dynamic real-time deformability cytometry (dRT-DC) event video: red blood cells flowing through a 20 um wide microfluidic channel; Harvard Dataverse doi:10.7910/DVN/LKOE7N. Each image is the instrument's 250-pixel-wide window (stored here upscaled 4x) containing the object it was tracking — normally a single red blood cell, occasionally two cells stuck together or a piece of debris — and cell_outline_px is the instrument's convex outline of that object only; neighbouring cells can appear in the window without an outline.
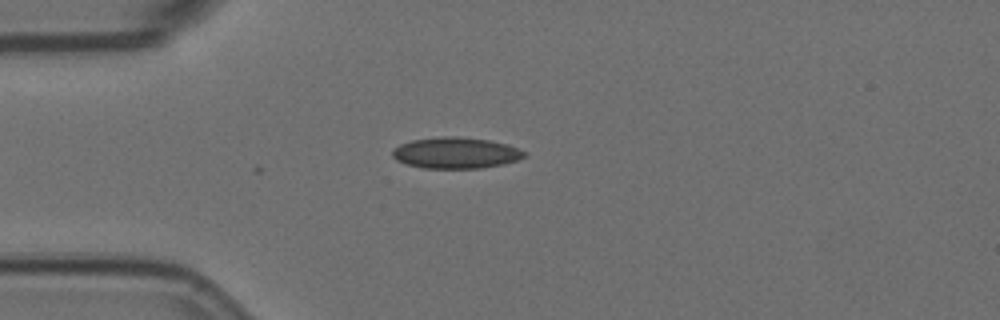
{"species": "Egyptian fruit bat (a non-hibernating species)", "species_latin": "Rousettus aegyptiacus", "temperature_condition": "room temperature", "stored_images_in_passage": 9, "camera_frame_rate_fps": 3000, "um_per_image_px": 0.085, "animal": {"sex": "female"}, "frame": {"image": 1, "passage_image": 3, "time_ms": 0.667, "image_size_px": [1000, 320], "cell_outline_px": [[524, 156], [516, 160], [504, 164], [480, 168], [424, 168], [408, 164], [396, 160], [392, 156], [392, 152], [400, 144], [412, 140], [440, 136], [456, 136], [488, 140], [508, 144], [524, 152]], "centroid_in_image_um": [38.72, 12.99], "position_along_channel_um": 46.3, "area_um2": 23.7}}
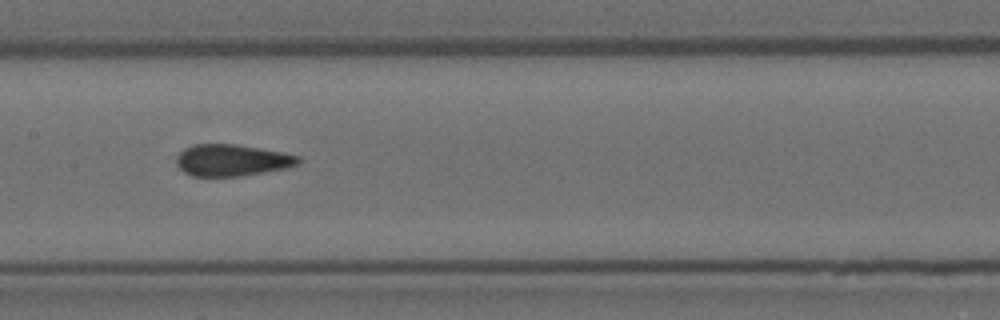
{"frame": {"image": 2, "passage_image": 7, "time_ms": 2.0, "image_size_px": [1000, 320], "cell_outline_px": [[300, 164], [288, 168], [240, 176], [192, 176], [184, 172], [180, 168], [176, 160], [176, 156], [184, 148], [192, 144], [236, 144], [284, 152], [300, 156]], "centroid_in_image_um": [19.74, 13.61], "position_along_channel_um": 187.7, "area_um2": 22.66}}
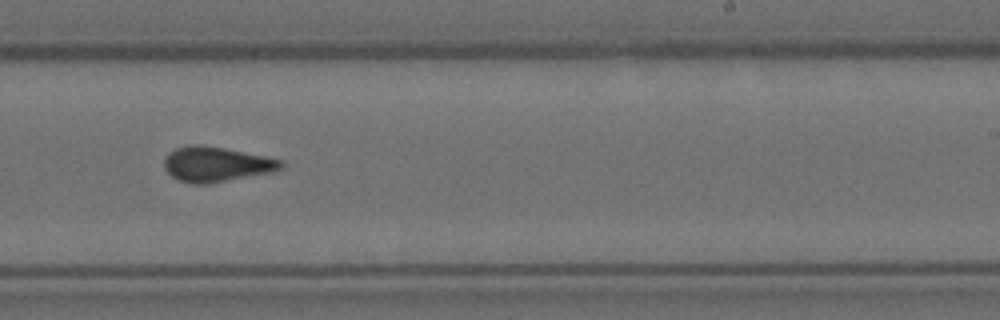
{"frame": {"image": 3, "passage_image": 9, "time_ms": 2.667, "image_size_px": [1000, 320], "cell_outline_px": [[284, 168], [272, 172], [208, 184], [192, 184], [180, 180], [172, 176], [164, 168], [164, 160], [168, 152], [176, 148], [192, 144], [200, 144], [224, 148], [284, 160]], "centroid_in_image_um": [18.39, 13.96], "position_along_channel_um": 270.6, "area_um2": 23.87}}